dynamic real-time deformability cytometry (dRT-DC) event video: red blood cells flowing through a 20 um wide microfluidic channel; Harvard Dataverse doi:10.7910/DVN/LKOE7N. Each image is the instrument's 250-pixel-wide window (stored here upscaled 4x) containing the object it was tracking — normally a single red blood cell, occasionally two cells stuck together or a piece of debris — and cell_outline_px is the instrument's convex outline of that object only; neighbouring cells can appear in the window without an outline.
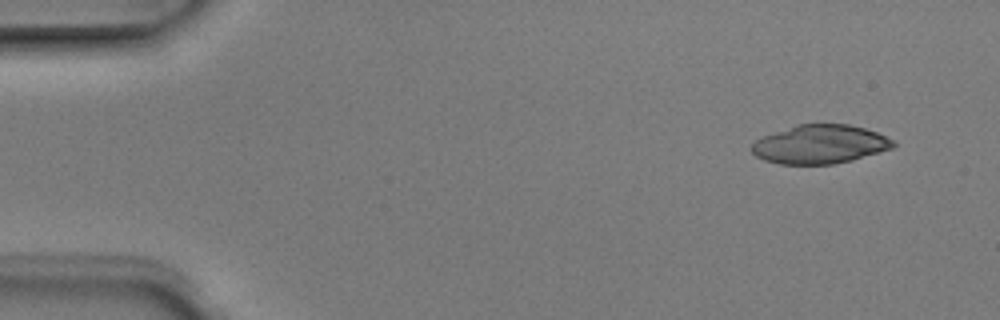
{"species": "Egyptian fruit bat (a non-hibernating species)", "species_latin": "Rousettus aegyptiacus", "temperature_condition": "room temperature", "stored_images_in_passage": 4, "camera_frame_rate_fps": 3000, "um_per_image_px": 0.085, "animal": {"sex": "male"}, "frame": {"image": 1, "passage_image": 1, "time_ms": 0.0, "image_size_px": [1000, 320], "cell_outline_px": [[896, 144], [892, 148], [852, 160], [832, 164], [780, 164], [764, 160], [756, 156], [752, 152], [752, 144], [756, 140], [764, 136], [796, 124], [848, 124], [864, 128], [876, 132], [892, 140]], "centroid_in_image_um": [69.68, 12.26], "position_along_channel_um": 15.3, "area_um2": 31.67}}